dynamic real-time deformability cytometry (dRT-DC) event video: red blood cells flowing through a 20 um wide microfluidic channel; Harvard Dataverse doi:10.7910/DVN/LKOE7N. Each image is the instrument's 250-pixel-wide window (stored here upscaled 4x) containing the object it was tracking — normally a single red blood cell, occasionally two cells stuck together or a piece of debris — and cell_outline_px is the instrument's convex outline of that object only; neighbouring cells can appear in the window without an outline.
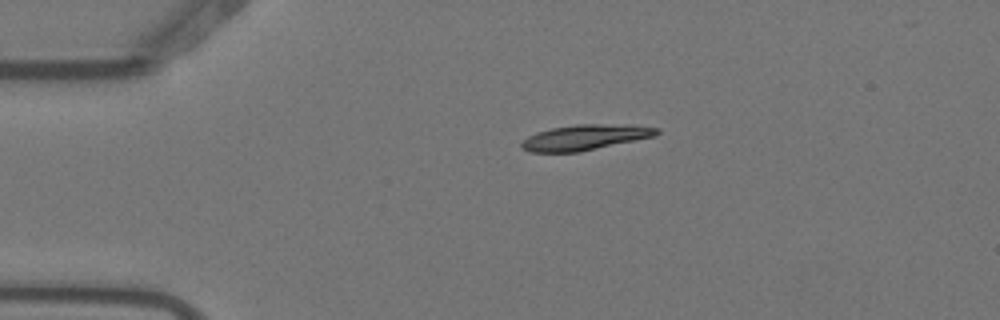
{"species": "Egyptian fruit bat (a non-hibernating species)", "species_latin": "Rousettus aegyptiacus", "temperature_condition": "warm", "stored_images_in_passage": 2, "camera_frame_rate_fps": 3000, "um_per_image_px": 0.085, "animal": {"sex": "female"}, "frame": {"image": 1, "passage_image": 1, "time_ms": 0.0, "image_size_px": [1000, 320], "cell_outline_px": [[660, 132], [656, 136], [580, 152], [528, 152], [520, 148], [520, 140], [536, 132], [552, 128], [576, 124], [596, 124], [660, 128]], "centroid_in_image_um": [49.63, 11.7], "position_along_channel_um": 35.4, "area_um2": 19.94}}